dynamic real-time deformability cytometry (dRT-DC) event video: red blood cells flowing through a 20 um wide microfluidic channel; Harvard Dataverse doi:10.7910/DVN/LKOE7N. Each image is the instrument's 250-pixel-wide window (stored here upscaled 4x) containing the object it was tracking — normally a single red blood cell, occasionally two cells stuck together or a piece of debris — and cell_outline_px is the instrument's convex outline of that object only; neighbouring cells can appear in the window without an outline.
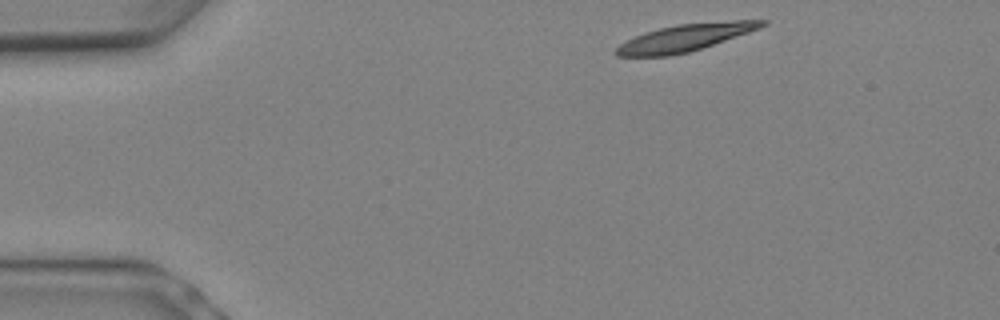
{"species": "Egyptian fruit bat (a non-hibernating species)", "species_latin": "Rousettus aegyptiacus", "temperature_condition": "warm", "stored_images_in_passage": 5, "camera_frame_rate_fps": 3000, "um_per_image_px": 0.085, "animal": {"sex": "female"}, "frame": {"image": 1, "passage_image": 1, "time_ms": 0.0, "image_size_px": [1000, 320], "cell_outline_px": [[768, 24], [760, 28], [688, 52], [668, 56], [616, 56], [616, 48], [620, 44], [644, 32], [676, 24], [732, 20], [768, 20]], "centroid_in_image_um": [58.24, 3.19], "position_along_channel_um": 26.8, "area_um2": 22.66}}
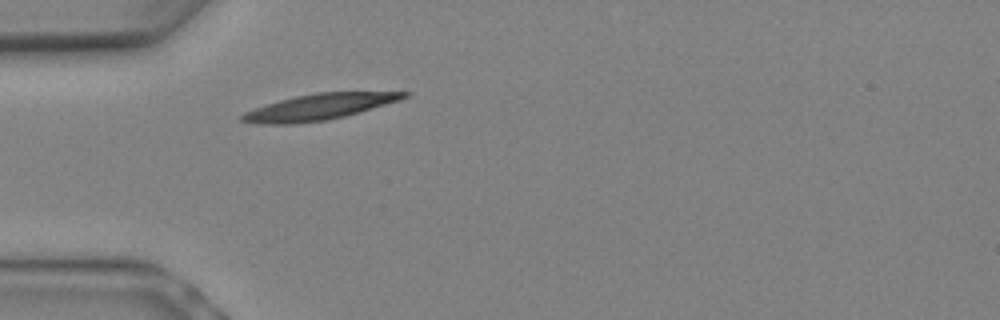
{"frame": {"image": 2, "passage_image": 4, "time_ms": 1.0, "image_size_px": [1000, 320], "cell_outline_px": [[412, 92], [408, 96], [400, 100], [360, 112], [328, 120], [296, 124], [256, 124], [240, 120], [240, 116], [244, 112], [280, 100], [296, 96], [316, 92]], "centroid_in_image_um": [27.12, 9.1], "position_along_channel_um": 57.9, "area_um2": 24.39}}